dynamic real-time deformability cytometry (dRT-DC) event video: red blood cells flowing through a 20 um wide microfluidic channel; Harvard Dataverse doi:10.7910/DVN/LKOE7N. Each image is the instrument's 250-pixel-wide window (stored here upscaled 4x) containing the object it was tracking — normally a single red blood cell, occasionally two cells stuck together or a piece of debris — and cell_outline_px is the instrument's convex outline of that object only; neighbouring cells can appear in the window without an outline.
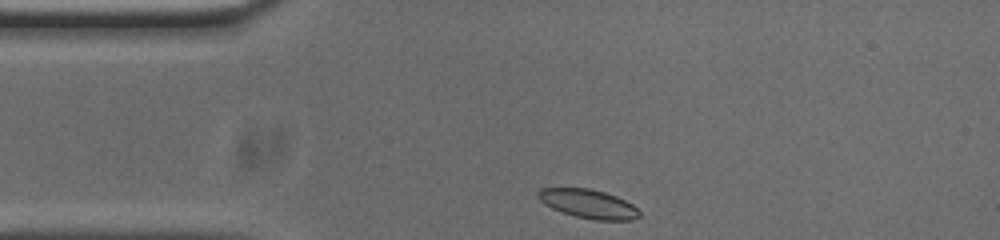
{"species": "common noctule bat (a hibernating species)", "species_latin": "Nyctalus noctula", "temperature_condition": "cold", "stored_images_in_passage": 33, "camera_frame_rate_fps": 3000, "um_per_image_px": 0.085, "animal": {"sex": "male", "body_mass_g": 20.0, "forearm_length_mm": 53.3}, "frame": {"image": 1, "passage_image": 1, "time_ms": 0.0, "image_size_px": [1000, 240], "cell_outline_px": [[640, 216], [632, 220], [592, 220], [576, 216], [552, 208], [544, 204], [536, 196], [536, 192], [540, 188], [588, 188], [604, 192], [616, 196], [632, 204], [640, 212]], "centroid_in_image_um": [49.99, 17.32], "position_along_channel_um": 35.0, "area_um2": 16.99}}
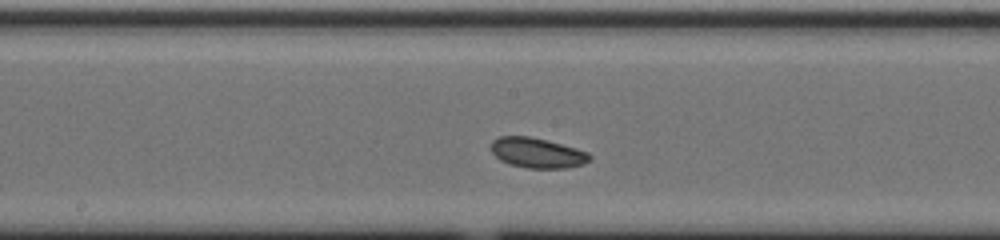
{"frame": {"image": 2, "passage_image": 17, "time_ms": 5.333, "image_size_px": [1000, 240], "cell_outline_px": [[592, 160], [584, 164], [564, 168], [528, 168], [508, 164], [500, 160], [492, 152], [492, 140], [500, 136], [528, 136], [576, 148], [588, 152], [592, 156]], "centroid_in_image_um": [45.68, 13.0], "position_along_channel_um": 202.5, "area_um2": 17.22}}
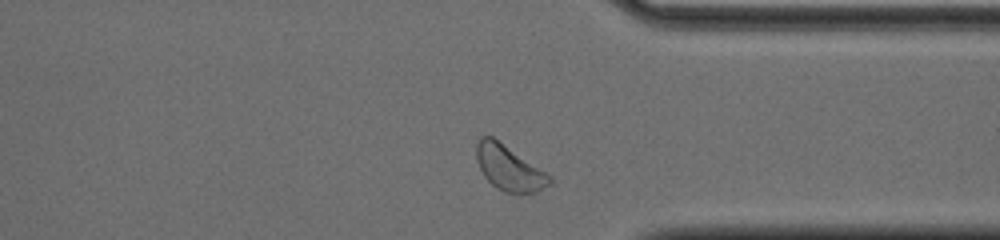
{"frame": {"image": 3, "passage_image": 31, "time_ms": 10.0, "image_size_px": [1000, 240], "cell_outline_px": [[552, 180], [548, 184], [536, 192], [504, 192], [496, 188], [484, 176], [476, 160], [476, 144], [480, 136], [492, 136], [552, 176]], "centroid_in_image_um": [43.24, 14.26], "position_along_channel_um": 368.2, "area_um2": 18.96}, "authors_computed_cell_mechanics": {"area_um2": 17.2822, "velocity_mm_per_s": 3.6444, "shape_relaxation_time_tau1_ms": 1.7401, "shape_relaxation_time_tau2_ms": 7.2063, "deformation_change_tau1": 0.0763, "deformation_change_tau2": 0.1063}}